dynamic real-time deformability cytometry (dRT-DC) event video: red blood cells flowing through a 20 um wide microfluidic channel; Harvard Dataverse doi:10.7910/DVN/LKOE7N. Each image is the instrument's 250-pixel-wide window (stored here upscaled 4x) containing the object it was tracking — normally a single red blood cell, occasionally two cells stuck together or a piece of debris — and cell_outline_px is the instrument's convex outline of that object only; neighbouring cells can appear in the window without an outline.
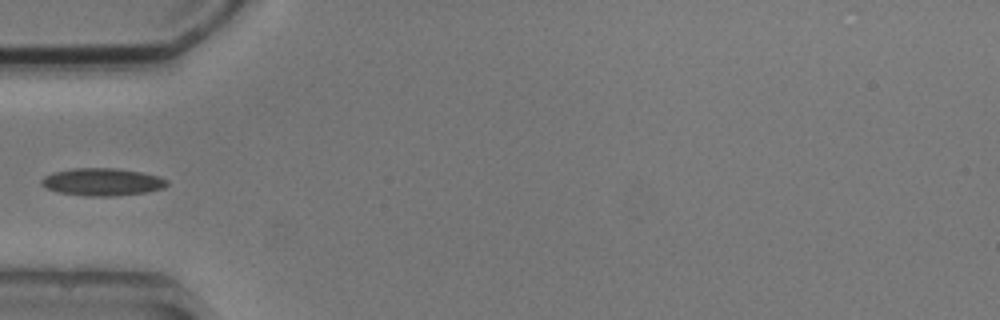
{"species": "common noctule bat (a hibernating species)", "species_latin": "Nyctalus noctula", "temperature_condition": "cold", "stored_images_in_passage": 5, "camera_frame_rate_fps": 3000, "um_per_image_px": 0.085, "animal": {"sex": "male", "body_mass_g": 20.5, "forearm_length_mm": 52.5}, "frame": {"image": 1, "passage_image": 5, "time_ms": 4.333, "image_size_px": [1000, 320], "cell_outline_px": [[168, 184], [164, 188], [144, 192], [112, 196], [84, 196], [60, 192], [48, 188], [40, 184], [40, 180], [44, 176], [52, 172], [72, 168], [116, 168], [140, 172], [160, 176], [168, 180]], "centroid_in_image_um": [8.68, 15.45], "position_along_channel_um": 76.3, "area_um2": 20.11}}